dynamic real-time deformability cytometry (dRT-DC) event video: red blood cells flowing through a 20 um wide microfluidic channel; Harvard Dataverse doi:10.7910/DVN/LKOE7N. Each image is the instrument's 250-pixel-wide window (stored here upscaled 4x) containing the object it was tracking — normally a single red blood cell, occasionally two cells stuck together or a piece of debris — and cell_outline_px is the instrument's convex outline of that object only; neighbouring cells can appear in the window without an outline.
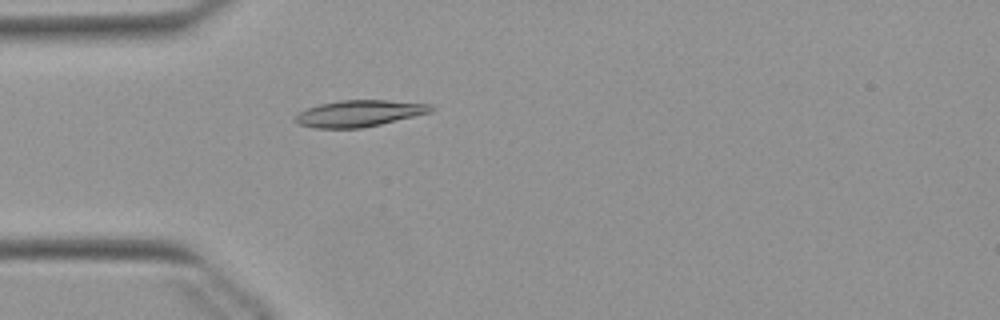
{"species": "Egyptian fruit bat (a non-hibernating species)", "species_latin": "Rousettus aegyptiacus", "temperature_condition": "warm", "stored_images_in_passage": 52, "camera_frame_rate_fps": 3000, "um_per_image_px": 0.085, "animal": {"sex": "female"}, "frame": {"image": 1, "passage_image": 15, "time_ms": 4.667, "image_size_px": [1000, 320], "cell_outline_px": [[436, 108], [432, 112], [380, 124], [360, 128], [316, 128], [300, 124], [292, 120], [300, 112], [308, 108], [320, 104], [340, 100], [388, 100], [432, 104]], "centroid_in_image_um": [30.57, 9.63], "position_along_channel_um": 54.4, "area_um2": 20.87}}
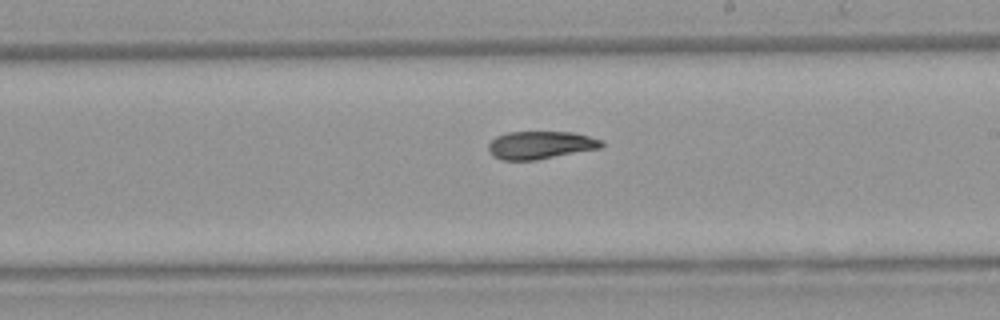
{"frame": {"image": 2, "passage_image": 30, "time_ms": 9.667, "image_size_px": [1000, 320], "cell_outline_px": [[604, 144], [600, 148], [536, 160], [500, 160], [492, 156], [488, 152], [488, 144], [496, 136], [508, 132], [572, 132], [604, 140]], "centroid_in_image_um": [45.91, 12.33], "position_along_channel_um": 243.1, "area_um2": 18.44}}
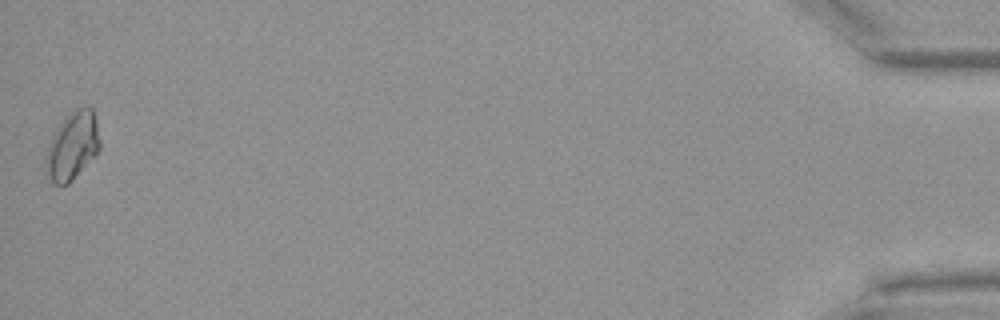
{"frame": {"image": 3, "passage_image": 52, "time_ms": 17.0, "image_size_px": [1000, 320], "cell_outline_px": [[100, 148], [96, 156], [68, 184], [56, 184], [44, 172], [44, 156], [48, 144], [52, 136], [64, 116], [88, 104], [92, 108], [96, 120], [100, 140]], "centroid_in_image_um": [6.14, 12.4], "position_along_channel_um": 429.1, "area_um2": 21.68}, "authors_computed_cell_mechanics": {"area_um2": 18.9584, "velocity_mm_per_s": 3.8924, "shape_relaxation_time_tau1_ms": 6.259, "shape_relaxation_time_tau2_ms": null, "deformation_change_tau1": 0.1798, "deformation_change_tau2": null}}